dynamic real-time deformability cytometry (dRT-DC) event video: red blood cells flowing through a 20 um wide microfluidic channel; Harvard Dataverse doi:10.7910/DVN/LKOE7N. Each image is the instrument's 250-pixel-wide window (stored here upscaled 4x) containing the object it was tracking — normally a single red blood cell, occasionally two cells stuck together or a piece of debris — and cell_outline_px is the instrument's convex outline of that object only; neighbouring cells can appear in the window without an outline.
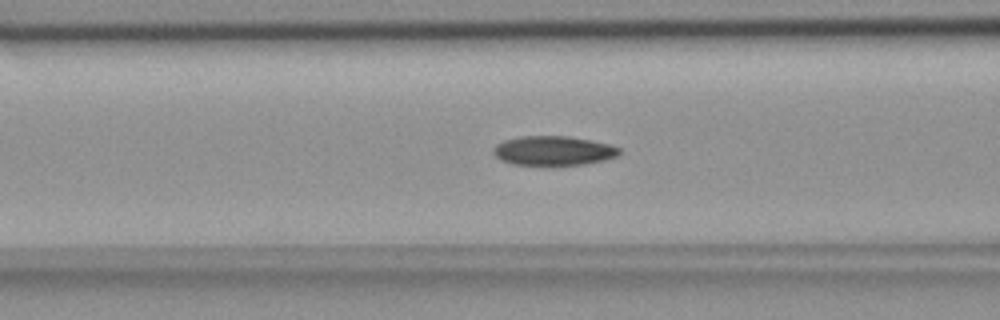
{"species": "common noctule bat (a hibernating species)", "species_latin": "Nyctalus noctula", "temperature_condition": "room temperature", "stored_images_in_passage": 34, "camera_frame_rate_fps": 3000, "um_per_image_px": 0.085, "animal": {"sex": "female", "body_mass_g": 18.4}, "frame": {"image": 1, "passage_image": 12, "time_ms": 3.667, "image_size_px": [1000, 320], "cell_outline_px": [[620, 152], [616, 156], [604, 160], [584, 164], [512, 164], [500, 160], [492, 152], [492, 148], [496, 144], [504, 140], [524, 136], [568, 136], [612, 144], [620, 148]], "centroid_in_image_um": [47.03, 12.79], "position_along_channel_um": 119.6, "area_um2": 21.39}}
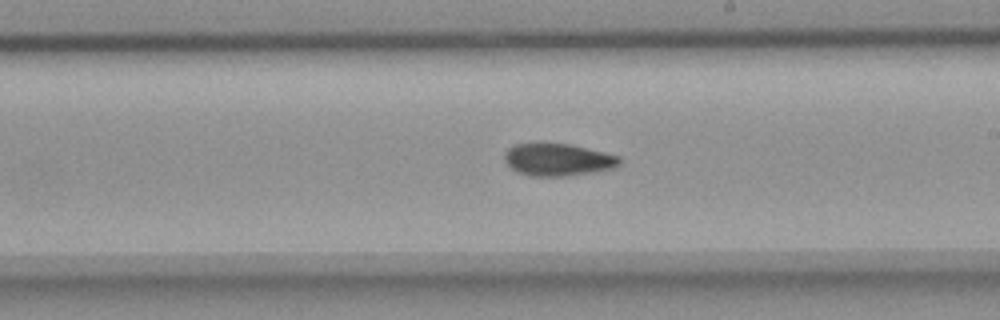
{"frame": {"image": 2, "passage_image": 22, "time_ms": 7.0, "image_size_px": [1000, 320], "cell_outline_px": [[620, 164], [612, 168], [592, 172], [564, 176], [528, 176], [516, 172], [504, 160], [504, 152], [508, 148], [516, 144], [568, 144], [604, 152], [620, 156]], "centroid_in_image_um": [47.39, 13.58], "position_along_channel_um": 241.6, "area_um2": 21.44}}
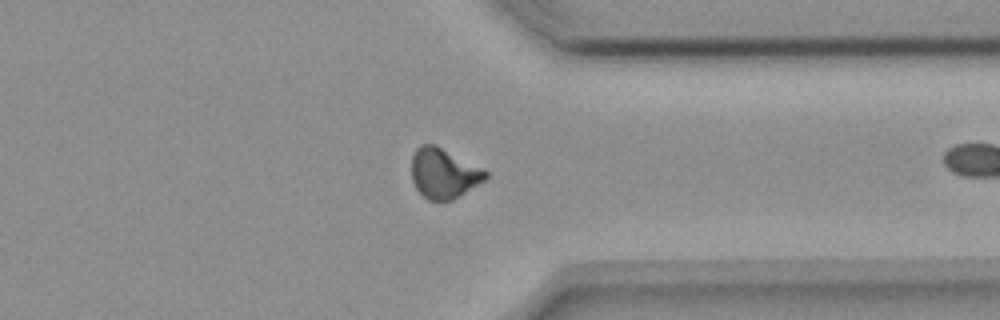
{"frame": {"image": 3, "passage_image": 33, "time_ms": 10.667, "image_size_px": [1000, 320], "cell_outline_px": [[488, 176], [484, 180], [452, 200], [428, 200], [416, 188], [412, 180], [412, 156], [416, 148], [420, 144], [436, 144], [484, 168], [488, 172]], "centroid_in_image_um": [37.71, 14.7], "position_along_channel_um": 373.7, "area_um2": 21.62}}